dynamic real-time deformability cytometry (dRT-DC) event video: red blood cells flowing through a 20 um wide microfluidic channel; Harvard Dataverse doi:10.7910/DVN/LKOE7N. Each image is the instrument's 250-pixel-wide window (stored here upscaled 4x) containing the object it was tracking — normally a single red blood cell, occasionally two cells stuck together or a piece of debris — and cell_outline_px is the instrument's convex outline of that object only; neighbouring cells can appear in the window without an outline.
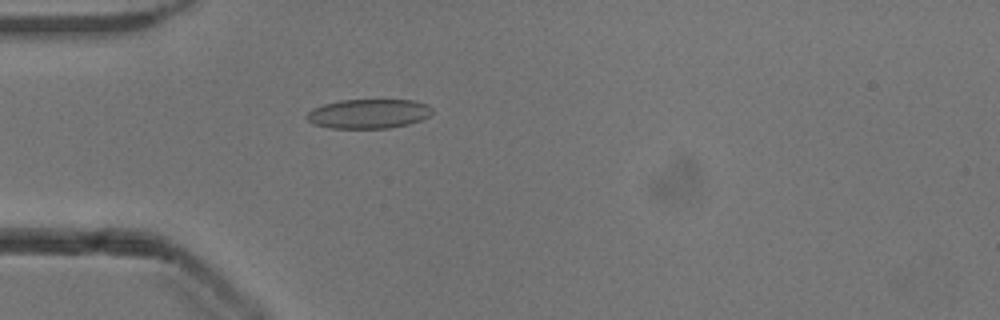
{"species": "common noctule bat (a hibernating species)", "species_latin": "Nyctalus noctula", "temperature_condition": "cold", "stored_images_in_passage": 51, "camera_frame_rate_fps": 3000, "um_per_image_px": 0.085, "animal": {"sex": "male", "body_mass_g": 13.3}, "frame": {"image": 1, "passage_image": 14, "time_ms": 4.333, "image_size_px": [1000, 320], "cell_outline_px": [[432, 112], [428, 116], [420, 120], [408, 124], [388, 128], [332, 128], [312, 124], [304, 116], [312, 108], [324, 104], [340, 100], [416, 100], [428, 104], [432, 108]], "centroid_in_image_um": [31.31, 9.66], "position_along_channel_um": 53.7, "area_um2": 21.56}}
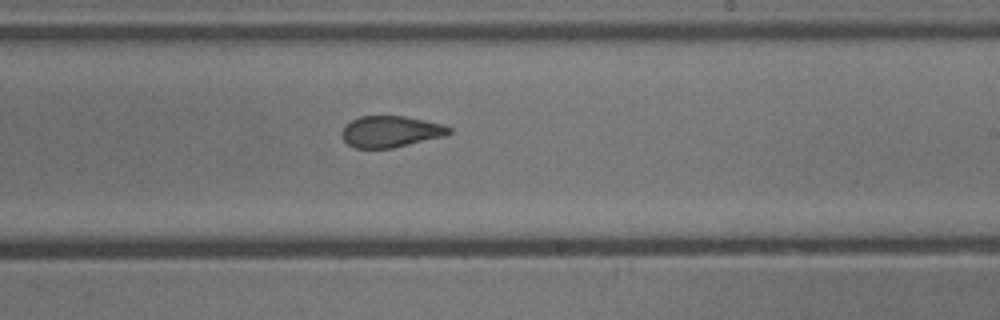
{"frame": {"image": 2, "passage_image": 30, "time_ms": 9.667, "image_size_px": [1000, 320], "cell_outline_px": [[452, 132], [444, 136], [392, 148], [356, 148], [348, 144], [344, 140], [344, 128], [352, 120], [360, 116], [404, 116], [444, 124], [452, 128]], "centroid_in_image_um": [33.26, 11.18], "position_along_channel_um": 255.7, "area_um2": 19.31}}
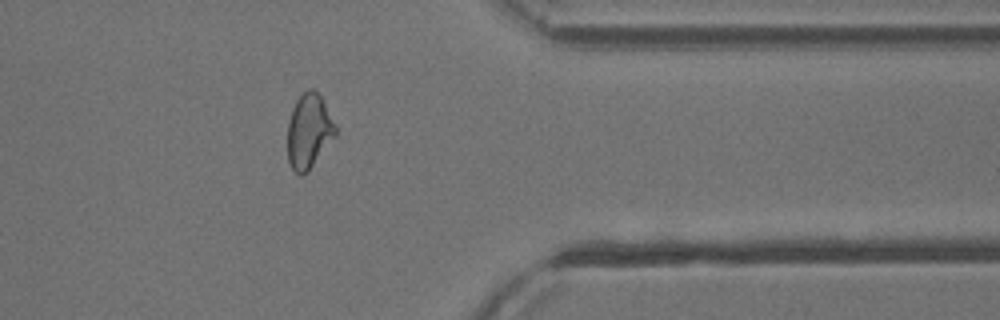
{"frame": {"image": 3, "passage_image": 41, "time_ms": 13.333, "image_size_px": [1000, 320], "cell_outline_px": [[336, 136], [308, 172], [300, 176], [292, 168], [288, 160], [288, 120], [292, 108], [296, 100], [308, 88], [312, 88], [320, 96], [336, 128]], "centroid_in_image_um": [26.24, 11.18], "position_along_channel_um": 385.2, "area_um2": 20.63}, "authors_computed_cell_mechanics": {"area_um2": 21.2704, "velocity_mm_per_s": 3.9205, "shape_relaxation_time_tau1_ms": 6.1459, "shape_relaxation_time_tau2_ms": 1.3436, "deformation_change_tau1": 0.1456, "deformation_change_tau2": 0.0682}}